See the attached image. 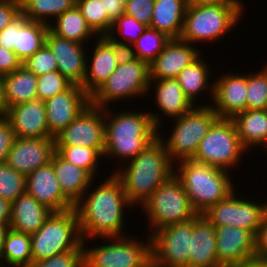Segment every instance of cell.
<instances>
[{"label": "cell", "instance_id": "39", "mask_svg": "<svg viewBox=\"0 0 267 267\" xmlns=\"http://www.w3.org/2000/svg\"><path fill=\"white\" fill-rule=\"evenodd\" d=\"M147 27L148 26L138 22L133 17L124 14L112 23L111 30L106 37L113 43L127 50L130 47L129 45L136 42ZM116 33H120L118 36L126 38L127 40L124 39L120 41L121 39H117L116 35H114Z\"/></svg>", "mask_w": 267, "mask_h": 267}, {"label": "cell", "instance_id": "29", "mask_svg": "<svg viewBox=\"0 0 267 267\" xmlns=\"http://www.w3.org/2000/svg\"><path fill=\"white\" fill-rule=\"evenodd\" d=\"M234 121L242 146L248 150L261 144L267 147V109H246L236 114Z\"/></svg>", "mask_w": 267, "mask_h": 267}, {"label": "cell", "instance_id": "40", "mask_svg": "<svg viewBox=\"0 0 267 267\" xmlns=\"http://www.w3.org/2000/svg\"><path fill=\"white\" fill-rule=\"evenodd\" d=\"M26 193V175L6 163L0 164V197L12 203Z\"/></svg>", "mask_w": 267, "mask_h": 267}, {"label": "cell", "instance_id": "51", "mask_svg": "<svg viewBox=\"0 0 267 267\" xmlns=\"http://www.w3.org/2000/svg\"><path fill=\"white\" fill-rule=\"evenodd\" d=\"M105 3L106 15L108 19L113 23L121 15H124V5L119 0H102Z\"/></svg>", "mask_w": 267, "mask_h": 267}, {"label": "cell", "instance_id": "55", "mask_svg": "<svg viewBox=\"0 0 267 267\" xmlns=\"http://www.w3.org/2000/svg\"><path fill=\"white\" fill-rule=\"evenodd\" d=\"M6 111L4 98V75L0 74V116H3Z\"/></svg>", "mask_w": 267, "mask_h": 267}, {"label": "cell", "instance_id": "4", "mask_svg": "<svg viewBox=\"0 0 267 267\" xmlns=\"http://www.w3.org/2000/svg\"><path fill=\"white\" fill-rule=\"evenodd\" d=\"M174 175L190 199L198 214L204 213L209 207L225 199L235 189L230 172L193 159L176 162Z\"/></svg>", "mask_w": 267, "mask_h": 267}, {"label": "cell", "instance_id": "10", "mask_svg": "<svg viewBox=\"0 0 267 267\" xmlns=\"http://www.w3.org/2000/svg\"><path fill=\"white\" fill-rule=\"evenodd\" d=\"M245 151L247 150L240 142L234 121L218 118L200 141L192 159L228 171L238 164Z\"/></svg>", "mask_w": 267, "mask_h": 267}, {"label": "cell", "instance_id": "44", "mask_svg": "<svg viewBox=\"0 0 267 267\" xmlns=\"http://www.w3.org/2000/svg\"><path fill=\"white\" fill-rule=\"evenodd\" d=\"M30 267H84V248H75L62 254L51 256Z\"/></svg>", "mask_w": 267, "mask_h": 267}, {"label": "cell", "instance_id": "28", "mask_svg": "<svg viewBox=\"0 0 267 267\" xmlns=\"http://www.w3.org/2000/svg\"><path fill=\"white\" fill-rule=\"evenodd\" d=\"M188 0H155L150 27L179 39Z\"/></svg>", "mask_w": 267, "mask_h": 267}, {"label": "cell", "instance_id": "16", "mask_svg": "<svg viewBox=\"0 0 267 267\" xmlns=\"http://www.w3.org/2000/svg\"><path fill=\"white\" fill-rule=\"evenodd\" d=\"M216 252L222 267H240L256 257L255 234L233 226L215 227Z\"/></svg>", "mask_w": 267, "mask_h": 267}, {"label": "cell", "instance_id": "41", "mask_svg": "<svg viewBox=\"0 0 267 267\" xmlns=\"http://www.w3.org/2000/svg\"><path fill=\"white\" fill-rule=\"evenodd\" d=\"M246 109H267V66L247 75Z\"/></svg>", "mask_w": 267, "mask_h": 267}, {"label": "cell", "instance_id": "19", "mask_svg": "<svg viewBox=\"0 0 267 267\" xmlns=\"http://www.w3.org/2000/svg\"><path fill=\"white\" fill-rule=\"evenodd\" d=\"M55 151L53 137L16 138L8 153L6 164L17 172L28 175L49 163Z\"/></svg>", "mask_w": 267, "mask_h": 267}, {"label": "cell", "instance_id": "11", "mask_svg": "<svg viewBox=\"0 0 267 267\" xmlns=\"http://www.w3.org/2000/svg\"><path fill=\"white\" fill-rule=\"evenodd\" d=\"M106 240L115 242L90 249L83 247L84 267H152L150 237L144 243L127 235Z\"/></svg>", "mask_w": 267, "mask_h": 267}, {"label": "cell", "instance_id": "9", "mask_svg": "<svg viewBox=\"0 0 267 267\" xmlns=\"http://www.w3.org/2000/svg\"><path fill=\"white\" fill-rule=\"evenodd\" d=\"M218 119L217 113L211 105L203 104L194 107L190 112L173 119L174 130L168 140L158 137L166 147L169 158L175 161L192 159L199 147L200 141L207 134L209 128ZM165 140V141H164Z\"/></svg>", "mask_w": 267, "mask_h": 267}, {"label": "cell", "instance_id": "2", "mask_svg": "<svg viewBox=\"0 0 267 267\" xmlns=\"http://www.w3.org/2000/svg\"><path fill=\"white\" fill-rule=\"evenodd\" d=\"M111 117H110V114ZM104 156L132 160L158 137L161 120L156 113L124 111L112 115L104 109Z\"/></svg>", "mask_w": 267, "mask_h": 267}, {"label": "cell", "instance_id": "6", "mask_svg": "<svg viewBox=\"0 0 267 267\" xmlns=\"http://www.w3.org/2000/svg\"><path fill=\"white\" fill-rule=\"evenodd\" d=\"M149 84V64L126 53L116 70L91 96V104L105 109L109 102L144 96L149 92Z\"/></svg>", "mask_w": 267, "mask_h": 267}, {"label": "cell", "instance_id": "54", "mask_svg": "<svg viewBox=\"0 0 267 267\" xmlns=\"http://www.w3.org/2000/svg\"><path fill=\"white\" fill-rule=\"evenodd\" d=\"M240 267H267V258L254 257L247 260Z\"/></svg>", "mask_w": 267, "mask_h": 267}, {"label": "cell", "instance_id": "3", "mask_svg": "<svg viewBox=\"0 0 267 267\" xmlns=\"http://www.w3.org/2000/svg\"><path fill=\"white\" fill-rule=\"evenodd\" d=\"M127 163L125 169H115L113 174L121 181L132 205H142L161 184L174 175V162L159 137Z\"/></svg>", "mask_w": 267, "mask_h": 267}, {"label": "cell", "instance_id": "32", "mask_svg": "<svg viewBox=\"0 0 267 267\" xmlns=\"http://www.w3.org/2000/svg\"><path fill=\"white\" fill-rule=\"evenodd\" d=\"M54 22L55 24L49 25V30L64 39L84 44L92 36H97L88 25L77 5L58 16Z\"/></svg>", "mask_w": 267, "mask_h": 267}, {"label": "cell", "instance_id": "25", "mask_svg": "<svg viewBox=\"0 0 267 267\" xmlns=\"http://www.w3.org/2000/svg\"><path fill=\"white\" fill-rule=\"evenodd\" d=\"M51 213L52 211L26 192L11 203L9 228L31 235L43 226Z\"/></svg>", "mask_w": 267, "mask_h": 267}, {"label": "cell", "instance_id": "13", "mask_svg": "<svg viewBox=\"0 0 267 267\" xmlns=\"http://www.w3.org/2000/svg\"><path fill=\"white\" fill-rule=\"evenodd\" d=\"M235 190L201 215L214 227L233 226L257 234L264 219V204L240 199ZM254 202V203H253Z\"/></svg>", "mask_w": 267, "mask_h": 267}, {"label": "cell", "instance_id": "35", "mask_svg": "<svg viewBox=\"0 0 267 267\" xmlns=\"http://www.w3.org/2000/svg\"><path fill=\"white\" fill-rule=\"evenodd\" d=\"M75 5L76 0H26L20 6V11L28 20L49 26L51 22L47 21V17L57 18Z\"/></svg>", "mask_w": 267, "mask_h": 267}, {"label": "cell", "instance_id": "22", "mask_svg": "<svg viewBox=\"0 0 267 267\" xmlns=\"http://www.w3.org/2000/svg\"><path fill=\"white\" fill-rule=\"evenodd\" d=\"M45 45L54 54L58 71L73 84L82 85L88 62L83 48L85 44L58 37L49 30Z\"/></svg>", "mask_w": 267, "mask_h": 267}, {"label": "cell", "instance_id": "42", "mask_svg": "<svg viewBox=\"0 0 267 267\" xmlns=\"http://www.w3.org/2000/svg\"><path fill=\"white\" fill-rule=\"evenodd\" d=\"M37 78V98L43 101L68 90L73 85L59 71L45 73Z\"/></svg>", "mask_w": 267, "mask_h": 267}, {"label": "cell", "instance_id": "26", "mask_svg": "<svg viewBox=\"0 0 267 267\" xmlns=\"http://www.w3.org/2000/svg\"><path fill=\"white\" fill-rule=\"evenodd\" d=\"M51 162L63 194L75 205L91 187L95 177L88 171L64 160L56 151Z\"/></svg>", "mask_w": 267, "mask_h": 267}, {"label": "cell", "instance_id": "31", "mask_svg": "<svg viewBox=\"0 0 267 267\" xmlns=\"http://www.w3.org/2000/svg\"><path fill=\"white\" fill-rule=\"evenodd\" d=\"M49 26L28 20L20 14L17 17V39L14 52L23 63L45 45Z\"/></svg>", "mask_w": 267, "mask_h": 267}, {"label": "cell", "instance_id": "38", "mask_svg": "<svg viewBox=\"0 0 267 267\" xmlns=\"http://www.w3.org/2000/svg\"><path fill=\"white\" fill-rule=\"evenodd\" d=\"M83 17L90 28L99 36H107L112 22L106 15L105 3L102 0H76Z\"/></svg>", "mask_w": 267, "mask_h": 267}, {"label": "cell", "instance_id": "18", "mask_svg": "<svg viewBox=\"0 0 267 267\" xmlns=\"http://www.w3.org/2000/svg\"><path fill=\"white\" fill-rule=\"evenodd\" d=\"M211 90V91H210ZM212 96L211 105L218 118L232 119L236 114L246 110L247 75L225 74L219 77L209 89Z\"/></svg>", "mask_w": 267, "mask_h": 267}, {"label": "cell", "instance_id": "53", "mask_svg": "<svg viewBox=\"0 0 267 267\" xmlns=\"http://www.w3.org/2000/svg\"><path fill=\"white\" fill-rule=\"evenodd\" d=\"M11 216V203L0 197V226H9Z\"/></svg>", "mask_w": 267, "mask_h": 267}, {"label": "cell", "instance_id": "30", "mask_svg": "<svg viewBox=\"0 0 267 267\" xmlns=\"http://www.w3.org/2000/svg\"><path fill=\"white\" fill-rule=\"evenodd\" d=\"M37 76L24 65L4 75V98L6 109L37 99Z\"/></svg>", "mask_w": 267, "mask_h": 267}, {"label": "cell", "instance_id": "48", "mask_svg": "<svg viewBox=\"0 0 267 267\" xmlns=\"http://www.w3.org/2000/svg\"><path fill=\"white\" fill-rule=\"evenodd\" d=\"M20 14V5L0 0V32Z\"/></svg>", "mask_w": 267, "mask_h": 267}, {"label": "cell", "instance_id": "45", "mask_svg": "<svg viewBox=\"0 0 267 267\" xmlns=\"http://www.w3.org/2000/svg\"><path fill=\"white\" fill-rule=\"evenodd\" d=\"M155 0H131L124 6V14L150 27Z\"/></svg>", "mask_w": 267, "mask_h": 267}, {"label": "cell", "instance_id": "52", "mask_svg": "<svg viewBox=\"0 0 267 267\" xmlns=\"http://www.w3.org/2000/svg\"><path fill=\"white\" fill-rule=\"evenodd\" d=\"M188 3L234 7L241 14H242V12H244L242 9L243 3H241L239 0H188Z\"/></svg>", "mask_w": 267, "mask_h": 267}, {"label": "cell", "instance_id": "5", "mask_svg": "<svg viewBox=\"0 0 267 267\" xmlns=\"http://www.w3.org/2000/svg\"><path fill=\"white\" fill-rule=\"evenodd\" d=\"M30 237L32 263L86 245L82 239L75 208L52 212L43 226Z\"/></svg>", "mask_w": 267, "mask_h": 267}, {"label": "cell", "instance_id": "20", "mask_svg": "<svg viewBox=\"0 0 267 267\" xmlns=\"http://www.w3.org/2000/svg\"><path fill=\"white\" fill-rule=\"evenodd\" d=\"M26 192L52 212L75 208L63 194L51 161L26 175Z\"/></svg>", "mask_w": 267, "mask_h": 267}, {"label": "cell", "instance_id": "57", "mask_svg": "<svg viewBox=\"0 0 267 267\" xmlns=\"http://www.w3.org/2000/svg\"><path fill=\"white\" fill-rule=\"evenodd\" d=\"M2 1L14 2L21 6L26 0H2Z\"/></svg>", "mask_w": 267, "mask_h": 267}, {"label": "cell", "instance_id": "36", "mask_svg": "<svg viewBox=\"0 0 267 267\" xmlns=\"http://www.w3.org/2000/svg\"><path fill=\"white\" fill-rule=\"evenodd\" d=\"M170 39L163 32L147 27L138 40L130 45L127 53L150 64L163 51Z\"/></svg>", "mask_w": 267, "mask_h": 267}, {"label": "cell", "instance_id": "27", "mask_svg": "<svg viewBox=\"0 0 267 267\" xmlns=\"http://www.w3.org/2000/svg\"><path fill=\"white\" fill-rule=\"evenodd\" d=\"M152 82L156 84L154 98L157 104L155 105H158L157 108H159L164 115L176 119L194 108L195 105L185 96L176 78L150 80V90Z\"/></svg>", "mask_w": 267, "mask_h": 267}, {"label": "cell", "instance_id": "12", "mask_svg": "<svg viewBox=\"0 0 267 267\" xmlns=\"http://www.w3.org/2000/svg\"><path fill=\"white\" fill-rule=\"evenodd\" d=\"M192 219L149 234L152 267H188Z\"/></svg>", "mask_w": 267, "mask_h": 267}, {"label": "cell", "instance_id": "8", "mask_svg": "<svg viewBox=\"0 0 267 267\" xmlns=\"http://www.w3.org/2000/svg\"><path fill=\"white\" fill-rule=\"evenodd\" d=\"M149 218L152 232L180 222L194 219V210L182 183L173 175L161 184L142 204Z\"/></svg>", "mask_w": 267, "mask_h": 267}, {"label": "cell", "instance_id": "58", "mask_svg": "<svg viewBox=\"0 0 267 267\" xmlns=\"http://www.w3.org/2000/svg\"><path fill=\"white\" fill-rule=\"evenodd\" d=\"M264 219L267 221V201H264Z\"/></svg>", "mask_w": 267, "mask_h": 267}, {"label": "cell", "instance_id": "1", "mask_svg": "<svg viewBox=\"0 0 267 267\" xmlns=\"http://www.w3.org/2000/svg\"><path fill=\"white\" fill-rule=\"evenodd\" d=\"M105 180L90 194L85 192L75 204L83 241L89 237L103 239L124 236L121 231L124 208L132 204L126 197L121 181L114 174Z\"/></svg>", "mask_w": 267, "mask_h": 267}, {"label": "cell", "instance_id": "24", "mask_svg": "<svg viewBox=\"0 0 267 267\" xmlns=\"http://www.w3.org/2000/svg\"><path fill=\"white\" fill-rule=\"evenodd\" d=\"M188 267H222L217 260L215 227L201 214L192 219Z\"/></svg>", "mask_w": 267, "mask_h": 267}, {"label": "cell", "instance_id": "23", "mask_svg": "<svg viewBox=\"0 0 267 267\" xmlns=\"http://www.w3.org/2000/svg\"><path fill=\"white\" fill-rule=\"evenodd\" d=\"M180 39H170L163 51L149 64L150 80L177 78L178 74L195 61L200 51Z\"/></svg>", "mask_w": 267, "mask_h": 267}, {"label": "cell", "instance_id": "15", "mask_svg": "<svg viewBox=\"0 0 267 267\" xmlns=\"http://www.w3.org/2000/svg\"><path fill=\"white\" fill-rule=\"evenodd\" d=\"M44 103L49 134L54 138L91 104V97L81 85L73 84Z\"/></svg>", "mask_w": 267, "mask_h": 267}, {"label": "cell", "instance_id": "14", "mask_svg": "<svg viewBox=\"0 0 267 267\" xmlns=\"http://www.w3.org/2000/svg\"><path fill=\"white\" fill-rule=\"evenodd\" d=\"M55 146H85L104 156V109L90 104L64 130L54 137Z\"/></svg>", "mask_w": 267, "mask_h": 267}, {"label": "cell", "instance_id": "49", "mask_svg": "<svg viewBox=\"0 0 267 267\" xmlns=\"http://www.w3.org/2000/svg\"><path fill=\"white\" fill-rule=\"evenodd\" d=\"M17 39V18L0 32V46L14 51Z\"/></svg>", "mask_w": 267, "mask_h": 267}, {"label": "cell", "instance_id": "50", "mask_svg": "<svg viewBox=\"0 0 267 267\" xmlns=\"http://www.w3.org/2000/svg\"><path fill=\"white\" fill-rule=\"evenodd\" d=\"M256 257L267 258V221L263 219L262 224L255 235Z\"/></svg>", "mask_w": 267, "mask_h": 267}, {"label": "cell", "instance_id": "7", "mask_svg": "<svg viewBox=\"0 0 267 267\" xmlns=\"http://www.w3.org/2000/svg\"><path fill=\"white\" fill-rule=\"evenodd\" d=\"M241 14L234 7L188 3L180 40L216 42L238 24Z\"/></svg>", "mask_w": 267, "mask_h": 267}, {"label": "cell", "instance_id": "37", "mask_svg": "<svg viewBox=\"0 0 267 267\" xmlns=\"http://www.w3.org/2000/svg\"><path fill=\"white\" fill-rule=\"evenodd\" d=\"M56 152L66 161L88 171L93 177L100 157H104L97 149L85 146H55Z\"/></svg>", "mask_w": 267, "mask_h": 267}, {"label": "cell", "instance_id": "47", "mask_svg": "<svg viewBox=\"0 0 267 267\" xmlns=\"http://www.w3.org/2000/svg\"><path fill=\"white\" fill-rule=\"evenodd\" d=\"M23 65L14 51L0 46V74L6 75Z\"/></svg>", "mask_w": 267, "mask_h": 267}, {"label": "cell", "instance_id": "59", "mask_svg": "<svg viewBox=\"0 0 267 267\" xmlns=\"http://www.w3.org/2000/svg\"><path fill=\"white\" fill-rule=\"evenodd\" d=\"M119 1H121L122 2V4L125 6L129 1H131V0H119Z\"/></svg>", "mask_w": 267, "mask_h": 267}, {"label": "cell", "instance_id": "56", "mask_svg": "<svg viewBox=\"0 0 267 267\" xmlns=\"http://www.w3.org/2000/svg\"><path fill=\"white\" fill-rule=\"evenodd\" d=\"M8 230L9 226H0V262L3 260L4 239Z\"/></svg>", "mask_w": 267, "mask_h": 267}, {"label": "cell", "instance_id": "21", "mask_svg": "<svg viewBox=\"0 0 267 267\" xmlns=\"http://www.w3.org/2000/svg\"><path fill=\"white\" fill-rule=\"evenodd\" d=\"M3 116L9 121L17 138L52 137L47 125L45 103L41 99L8 107Z\"/></svg>", "mask_w": 267, "mask_h": 267}, {"label": "cell", "instance_id": "34", "mask_svg": "<svg viewBox=\"0 0 267 267\" xmlns=\"http://www.w3.org/2000/svg\"><path fill=\"white\" fill-rule=\"evenodd\" d=\"M204 61L201 60L200 56L193 61L190 65L184 68L177 76V80L183 90L185 96L195 104V98L200 94L204 89H209L208 79L209 69Z\"/></svg>", "mask_w": 267, "mask_h": 267}, {"label": "cell", "instance_id": "46", "mask_svg": "<svg viewBox=\"0 0 267 267\" xmlns=\"http://www.w3.org/2000/svg\"><path fill=\"white\" fill-rule=\"evenodd\" d=\"M16 138L9 121L4 116H0V164L6 163L8 153Z\"/></svg>", "mask_w": 267, "mask_h": 267}, {"label": "cell", "instance_id": "17", "mask_svg": "<svg viewBox=\"0 0 267 267\" xmlns=\"http://www.w3.org/2000/svg\"><path fill=\"white\" fill-rule=\"evenodd\" d=\"M92 62L86 63V74L81 87L91 97L116 70L127 50L113 43L106 36L98 37Z\"/></svg>", "mask_w": 267, "mask_h": 267}, {"label": "cell", "instance_id": "33", "mask_svg": "<svg viewBox=\"0 0 267 267\" xmlns=\"http://www.w3.org/2000/svg\"><path fill=\"white\" fill-rule=\"evenodd\" d=\"M3 259L2 263H7L9 267H30L32 264L30 235L9 228L4 239Z\"/></svg>", "mask_w": 267, "mask_h": 267}, {"label": "cell", "instance_id": "43", "mask_svg": "<svg viewBox=\"0 0 267 267\" xmlns=\"http://www.w3.org/2000/svg\"><path fill=\"white\" fill-rule=\"evenodd\" d=\"M23 65L36 76L58 71L56 58L46 45L24 61Z\"/></svg>", "mask_w": 267, "mask_h": 267}]
</instances>
